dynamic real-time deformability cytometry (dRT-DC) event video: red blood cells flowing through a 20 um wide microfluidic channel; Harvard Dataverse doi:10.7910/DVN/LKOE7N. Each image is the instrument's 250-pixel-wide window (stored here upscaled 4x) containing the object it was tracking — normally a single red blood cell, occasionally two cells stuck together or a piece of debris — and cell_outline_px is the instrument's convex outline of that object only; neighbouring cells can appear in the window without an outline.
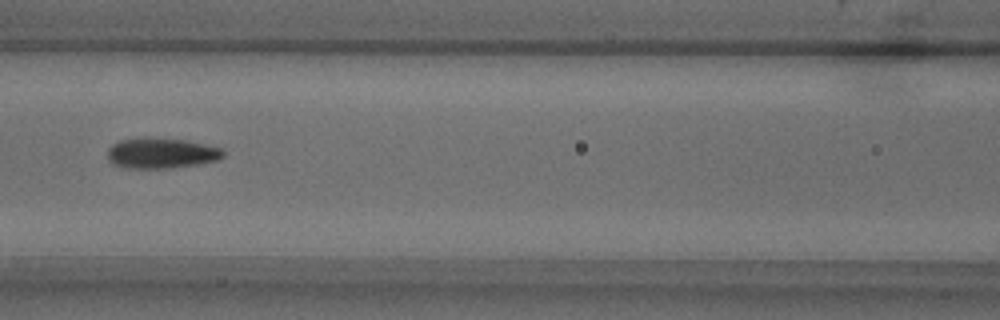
{"species": "common noctule bat (a hibernating species)", "species_latin": "Nyctalus noctula", "temperature_condition": "warm", "stored_images_in_passage": 38, "camera_frame_rate_fps": 3000, "um_per_image_px": 0.085, "animal": {"sex": "male", "body_mass_g": 18.8}, "frame": {"image": 1, "passage_image": 8, "time_ms": 2.333, "image_size_px": [1000, 320], "cell_outline_px": [[224, 156], [216, 160], [196, 164], [168, 168], [124, 168], [112, 164], [108, 160], [108, 148], [112, 144], [120, 140], [140, 136], [148, 136], [188, 140], [224, 148]], "centroid_in_image_um": [13.68, 12.99], "position_along_channel_um": 152.9, "area_um2": 21.04}}
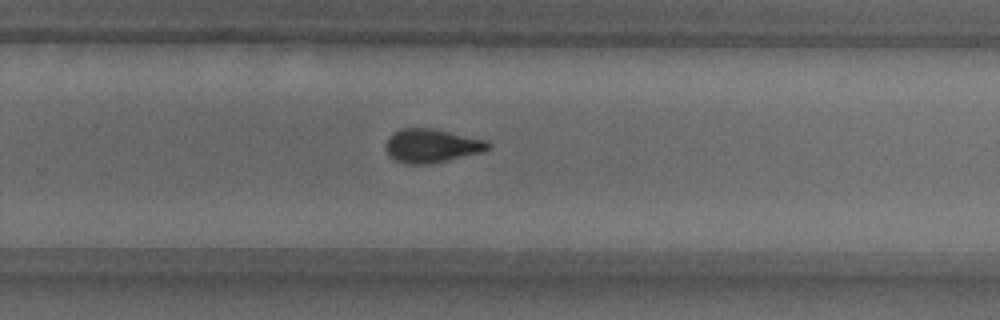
{"frame": {"image": 2, "passage_image": 19, "time_ms": 6.0, "image_size_px": [1000, 320], "cell_outline_px": [[492, 144], [484, 152], [428, 164], [404, 164], [388, 156], [384, 148], [384, 144], [388, 136], [392, 132], [400, 128], [432, 128], [488, 140]], "centroid_in_image_um": [36.65, 12.38], "position_along_channel_um": 293.2, "area_um2": 20.46}}
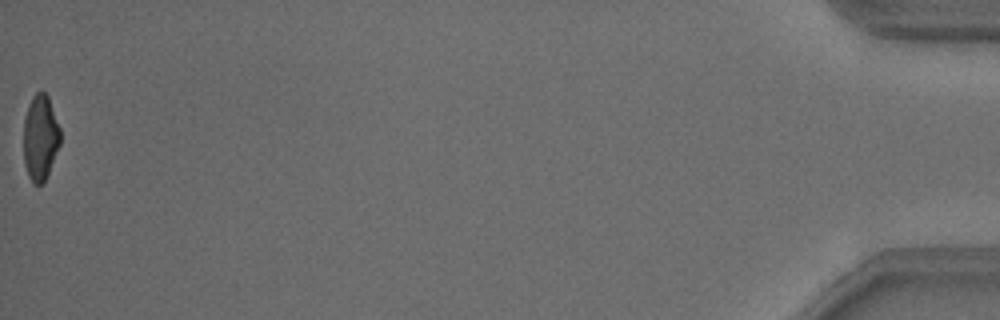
{"frame": {"image": 3, "passage_image": 38, "time_ms": 12.333, "image_size_px": [1000, 320], "cell_outline_px": [[60, 144], [48, 172], [44, 180], [40, 184], [32, 184], [28, 176], [24, 164], [24, 116], [28, 104], [32, 96], [36, 92], [44, 92], [48, 96], [60, 128]], "centroid_in_image_um": [3.41, 11.68], "position_along_channel_um": 431.8, "area_um2": 18.26}, "authors_computed_cell_mechanics": {"area_um2": 20.2011, "velocity_mm_per_s": 3.8337, "shape_relaxation_time_tau1_ms": 4.1837, "shape_relaxation_time_tau2_ms": 1.8607, "deformation_change_tau1": 0.1484, "deformation_change_tau2": 0.0839}}